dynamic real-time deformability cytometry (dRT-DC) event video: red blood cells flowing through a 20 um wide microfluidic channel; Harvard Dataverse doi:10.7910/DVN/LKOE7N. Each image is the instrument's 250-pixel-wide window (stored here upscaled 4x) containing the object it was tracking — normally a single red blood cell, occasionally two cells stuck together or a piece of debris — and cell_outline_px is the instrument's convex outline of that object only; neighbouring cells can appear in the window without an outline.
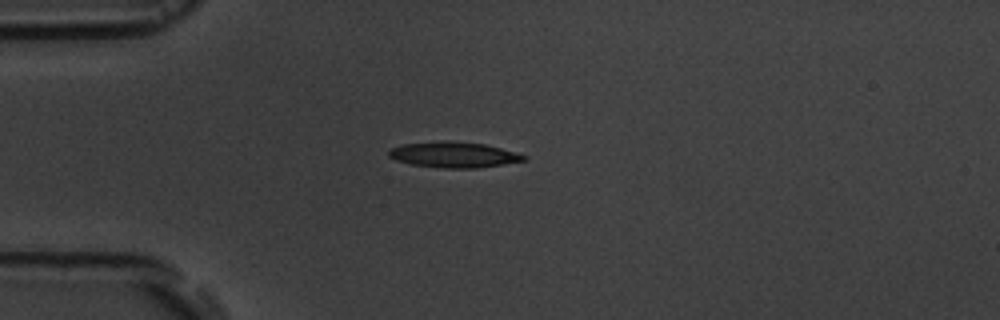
{"species": "common noctule bat (a hibernating species)", "species_latin": "Nyctalus noctula", "temperature_condition": "room temperature", "stored_images_in_passage": 12, "camera_frame_rate_fps": 3000, "um_per_image_px": 0.085, "animal": {"sex": "male", "body_mass_g": 19.5, "forearm_length_mm": 54.6}, "frame": {"image": 1, "passage_image": 1, "time_ms": 0.0, "image_size_px": [1000, 320], "cell_outline_px": [[528, 160], [476, 168], [440, 168], [412, 164], [396, 160], [388, 156], [388, 152], [392, 148], [404, 144], [440, 140], [448, 140], [484, 144], [516, 152], [528, 156]], "centroid_in_image_um": [38.58, 13.14], "position_along_channel_um": 46.4, "area_um2": 20.23}}
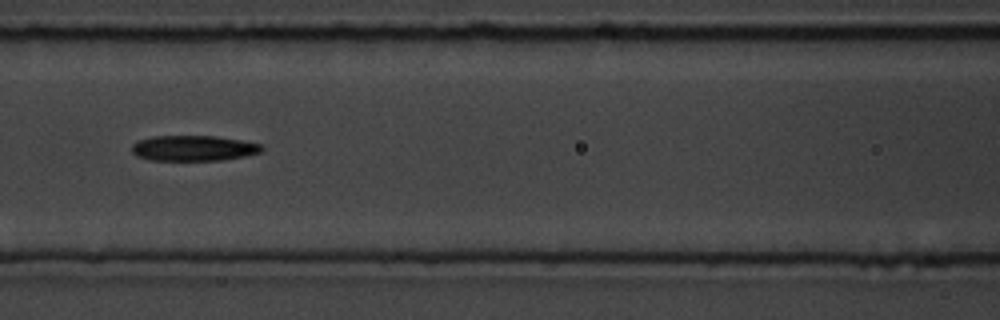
{"frame": {"image": 2, "passage_image": 4, "time_ms": 3.333, "image_size_px": [1000, 320], "cell_outline_px": [[264, 148], [260, 152], [244, 156], [224, 160], [148, 160], [136, 156], [132, 152], [132, 144], [140, 140], [152, 136], [216, 136], [264, 144]], "centroid_in_image_um": [16.46, 12.59], "position_along_channel_um": 150.1, "area_um2": 19.36}}
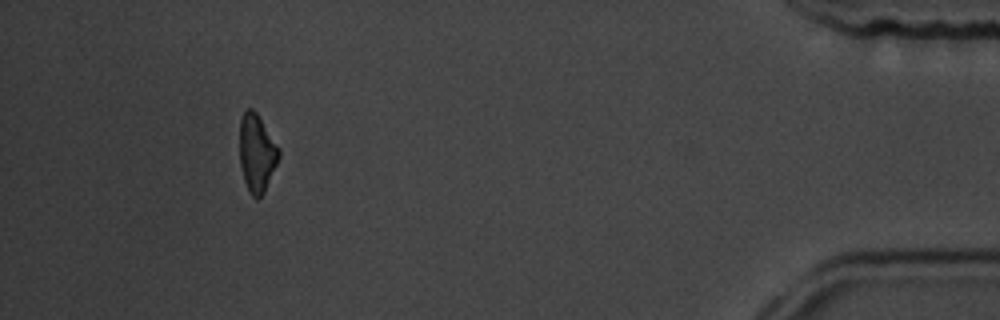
{"frame": {"image": 3, "passage_image": 11, "time_ms": 12.333, "image_size_px": [1000, 320], "cell_outline_px": [[280, 156], [264, 192], [256, 200], [248, 192], [244, 180], [240, 164], [240, 120], [244, 112], [248, 108], [252, 108], [256, 112], [280, 148]], "centroid_in_image_um": [21.83, 13.02], "position_along_channel_um": 413.4, "area_um2": 17.74}, "authors_computed_cell_mechanics": {"area_um2": 19.6231, "velocity_mm_per_s": 3.6335, "shape_relaxation_time_tau1_ms": 4.3316, "shape_relaxation_time_tau2_ms": null, "deformation_change_tau1": 0.1311, "deformation_change_tau2": null}}